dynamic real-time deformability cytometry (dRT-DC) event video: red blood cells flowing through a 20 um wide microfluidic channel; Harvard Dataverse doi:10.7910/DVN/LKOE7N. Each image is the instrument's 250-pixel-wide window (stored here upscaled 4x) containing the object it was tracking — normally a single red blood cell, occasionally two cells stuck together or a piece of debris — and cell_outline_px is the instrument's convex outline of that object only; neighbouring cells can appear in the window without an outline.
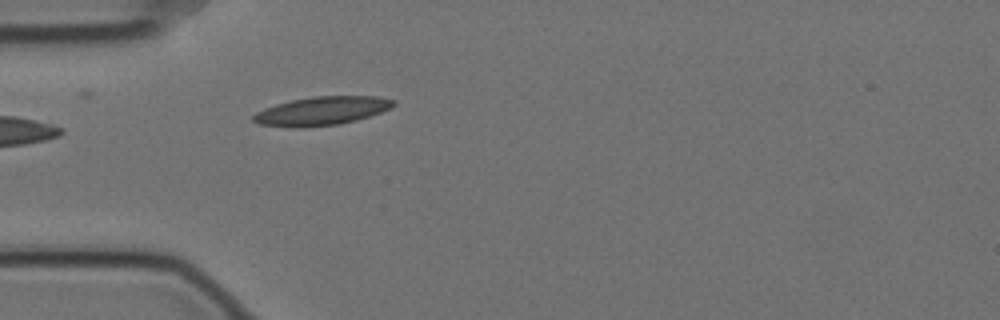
{"species": "Egyptian fruit bat (a non-hibernating species)", "species_latin": "Rousettus aegyptiacus", "temperature_condition": "cold", "stored_images_in_passage": 11, "camera_frame_rate_fps": 3000, "um_per_image_px": 0.085, "animal": {"sex": "female"}, "frame": {"image": 1, "passage_image": 1, "time_ms": 0.0, "image_size_px": [1000, 320], "cell_outline_px": [[396, 104], [392, 108], [356, 120], [340, 124], [304, 128], [296, 128], [260, 124], [252, 120], [252, 116], [256, 112], [264, 108], [276, 104], [292, 100], [312, 96], [380, 96], [396, 100]], "centroid_in_image_um": [27.36, 9.43], "position_along_channel_um": 57.6, "area_um2": 23.52}}
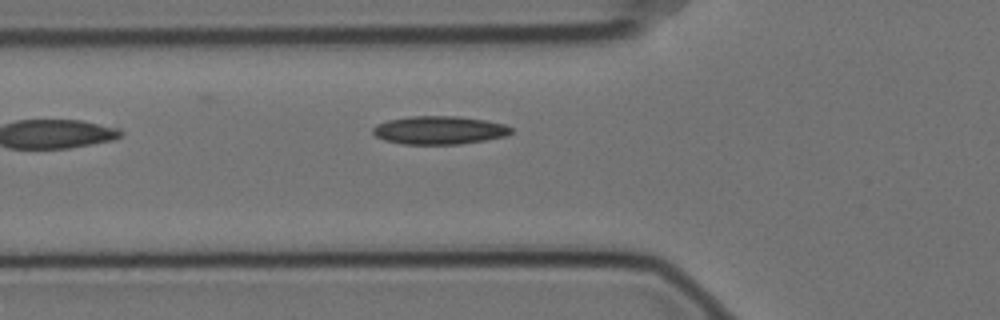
{"frame": {"image": 2, "passage_image": 4, "time_ms": 1.0, "image_size_px": [1000, 320], "cell_outline_px": [[512, 132], [504, 136], [484, 140], [460, 144], [404, 144], [384, 140], [376, 136], [372, 132], [372, 128], [376, 124], [388, 120], [408, 116], [456, 116], [484, 120], [504, 124], [512, 128]], "centroid_in_image_um": [37.3, 11.06], "position_along_channel_um": 88.5, "area_um2": 22.66}}
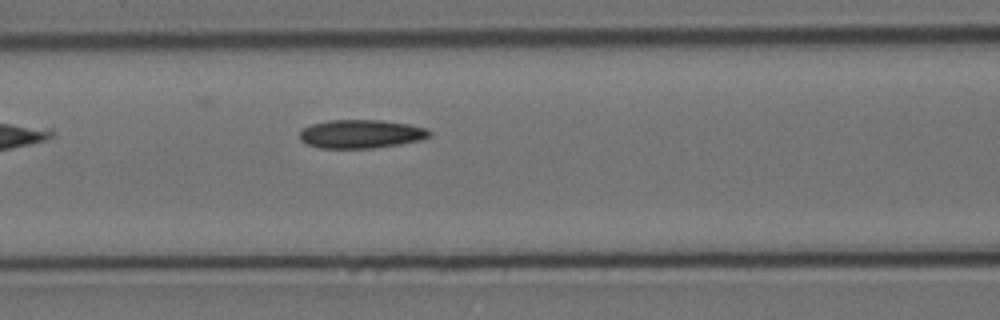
{"frame": {"image": 3, "passage_image": 8, "time_ms": 2.333, "image_size_px": [1000, 320], "cell_outline_px": [[432, 136], [420, 140], [372, 148], [320, 148], [304, 144], [300, 140], [300, 132], [304, 128], [312, 124], [328, 120], [380, 120], [408, 124], [428, 128], [432, 132]], "centroid_in_image_um": [30.68, 11.38], "position_along_channel_um": 135.9, "area_um2": 21.62}}